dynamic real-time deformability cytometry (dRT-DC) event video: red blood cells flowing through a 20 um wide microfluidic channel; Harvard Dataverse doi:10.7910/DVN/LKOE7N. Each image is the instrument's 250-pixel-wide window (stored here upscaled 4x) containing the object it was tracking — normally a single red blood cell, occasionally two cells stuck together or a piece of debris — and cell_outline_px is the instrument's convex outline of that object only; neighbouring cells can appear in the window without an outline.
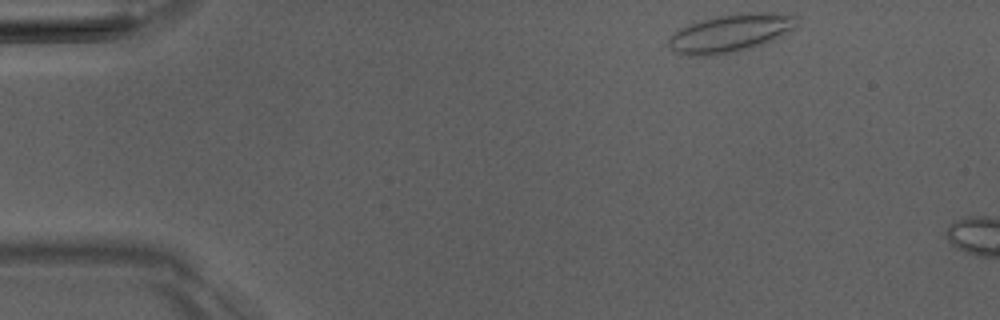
{"species": "Egyptian fruit bat (a non-hibernating species)", "species_latin": "Rousettus aegyptiacus", "temperature_condition": "room temperature", "stored_images_in_passage": 4, "camera_frame_rate_fps": 3000, "um_per_image_px": 0.085, "animal": {"sex": "male"}, "frame": {"image": 1, "passage_image": 1, "time_ms": 0.0, "image_size_px": [1000, 320], "cell_outline_px": [[800, 16], [796, 28], [764, 44], [752, 48], [736, 52], [716, 56], [688, 56], [676, 52], [668, 44], [668, 40], [680, 28], [688, 24], [716, 16], [748, 12], [768, 12]], "centroid_in_image_um": [62.14, 2.82], "position_along_channel_um": 22.9, "area_um2": 28.61}}